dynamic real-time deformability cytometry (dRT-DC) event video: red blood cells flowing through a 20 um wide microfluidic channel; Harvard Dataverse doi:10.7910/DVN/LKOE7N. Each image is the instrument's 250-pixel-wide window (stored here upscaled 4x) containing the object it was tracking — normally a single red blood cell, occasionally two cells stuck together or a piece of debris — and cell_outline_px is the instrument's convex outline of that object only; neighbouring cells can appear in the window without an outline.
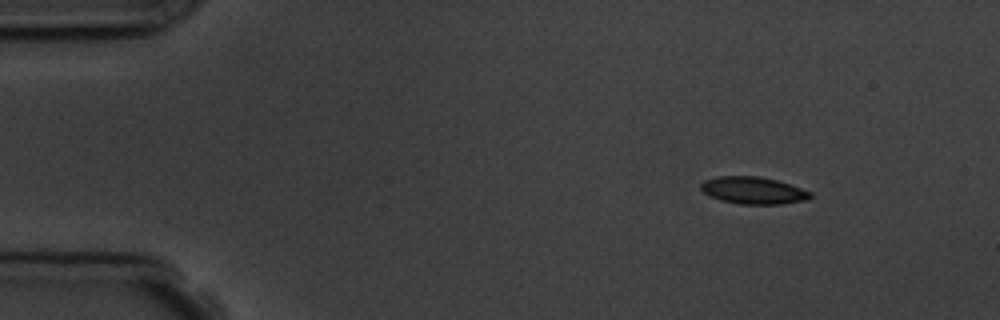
{"species": "common noctule bat (a hibernating species)", "species_latin": "Nyctalus noctula", "temperature_condition": "room temperature", "stored_images_in_passage": 9, "camera_frame_rate_fps": 3000, "um_per_image_px": 0.085, "animal": {"sex": "male", "body_mass_g": 19.5, "forearm_length_mm": 54.6}, "frame": {"image": 1, "passage_image": 1, "time_ms": 0.0, "image_size_px": [1000, 320], "cell_outline_px": [[812, 196], [808, 200], [780, 204], [740, 204], [720, 200], [704, 192], [700, 188], [700, 184], [704, 180], [716, 176], [760, 176], [776, 180], [812, 192]], "centroid_in_image_um": [64.02, 16.18], "position_along_channel_um": 21.0, "area_um2": 17.28}}
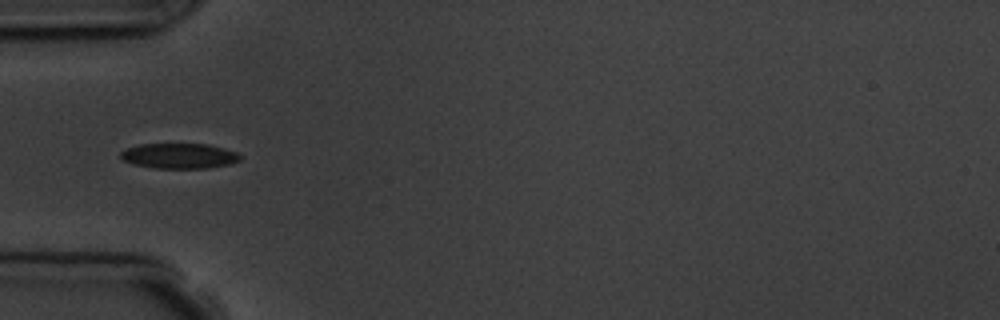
{"frame": {"image": 2, "passage_image": 4, "time_ms": 3.667, "image_size_px": [1000, 320], "cell_outline_px": [[240, 160], [232, 164], [208, 168], [152, 168], [132, 164], [124, 160], [120, 156], [120, 152], [128, 148], [140, 144], [208, 144], [224, 148], [236, 152], [240, 156]], "centroid_in_image_um": [15.24, 13.26], "position_along_channel_um": 69.8, "area_um2": 17.63}}